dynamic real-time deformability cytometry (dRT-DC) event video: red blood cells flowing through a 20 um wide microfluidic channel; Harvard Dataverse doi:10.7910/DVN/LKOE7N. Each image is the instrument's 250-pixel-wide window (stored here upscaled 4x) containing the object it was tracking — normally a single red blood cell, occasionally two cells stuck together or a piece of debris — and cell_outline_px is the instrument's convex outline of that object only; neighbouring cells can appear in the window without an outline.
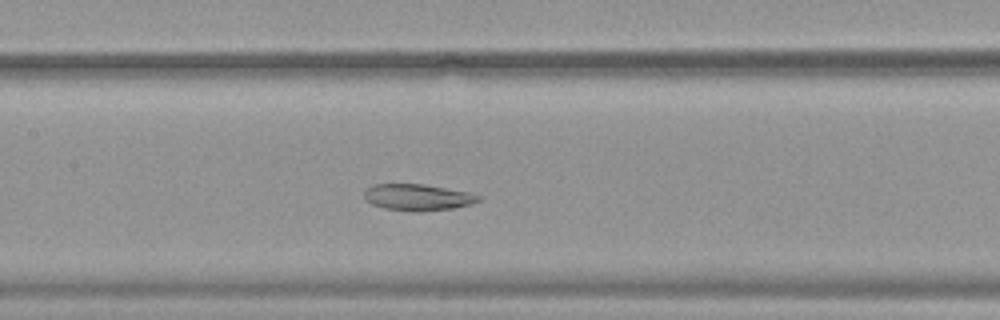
{"species": "common noctule bat (a hibernating species)", "species_latin": "Nyctalus noctula", "temperature_condition": "warm", "stored_images_in_passage": 48, "camera_frame_rate_fps": 3000, "um_per_image_px": 0.085, "animal": {"sex": "female", "body_mass_g": 19.9}, "frame": {"image": 1, "passage_image": 21, "time_ms": 6.667, "image_size_px": [1000, 320], "cell_outline_px": [[480, 200], [472, 204], [452, 208], [384, 208], [372, 204], [364, 200], [364, 188], [372, 184], [424, 184], [468, 192], [480, 196]], "centroid_in_image_um": [35.45, 16.7], "position_along_channel_um": 172.0, "area_um2": 16.7}}
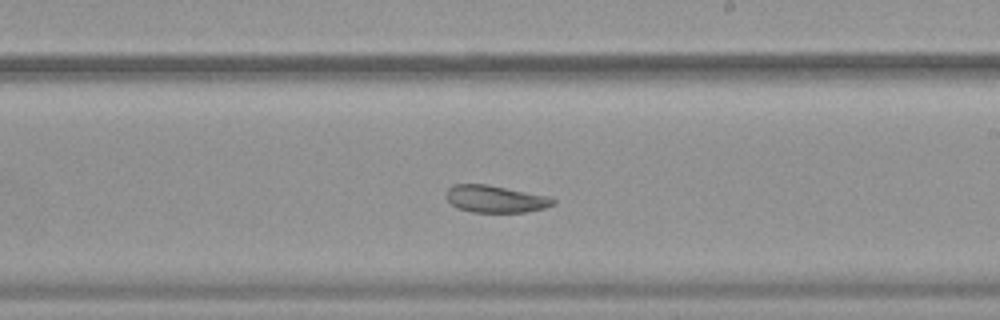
{"frame": {"image": 2, "passage_image": 27, "time_ms": 8.667, "image_size_px": [1000, 320], "cell_outline_px": [[556, 204], [544, 208], [524, 212], [472, 212], [456, 208], [444, 196], [444, 192], [452, 184], [488, 184], [552, 196], [556, 200]], "centroid_in_image_um": [42.12, 16.9], "position_along_channel_um": 246.9, "area_um2": 17.34}}
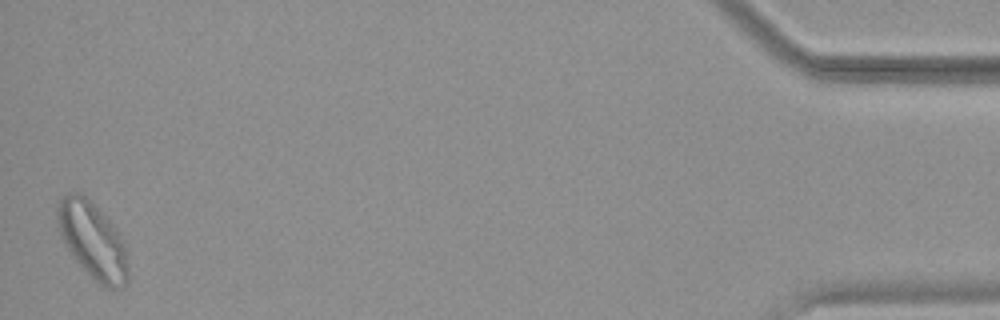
{"frame": {"image": 3, "passage_image": 48, "time_ms": 15.667, "image_size_px": [1000, 320], "cell_outline_px": [[128, 284], [120, 288], [108, 288], [100, 284], [72, 256], [64, 244], [56, 224], [56, 208], [60, 200], [64, 196], [76, 192], [80, 192], [112, 224], [124, 244], [128, 268]], "centroid_in_image_um": [7.85, 20.46], "position_along_channel_um": 427.3, "area_um2": 30.87}, "authors_computed_cell_mechanics": {"area_um2": 22.542, "velocity_mm_per_s": 3.7722, "shape_relaxation_time_tau1_ms": null, "shape_relaxation_time_tau2_ms": 2.3671, "deformation_change_tau1": null, "deformation_change_tau2": 0.0615}}